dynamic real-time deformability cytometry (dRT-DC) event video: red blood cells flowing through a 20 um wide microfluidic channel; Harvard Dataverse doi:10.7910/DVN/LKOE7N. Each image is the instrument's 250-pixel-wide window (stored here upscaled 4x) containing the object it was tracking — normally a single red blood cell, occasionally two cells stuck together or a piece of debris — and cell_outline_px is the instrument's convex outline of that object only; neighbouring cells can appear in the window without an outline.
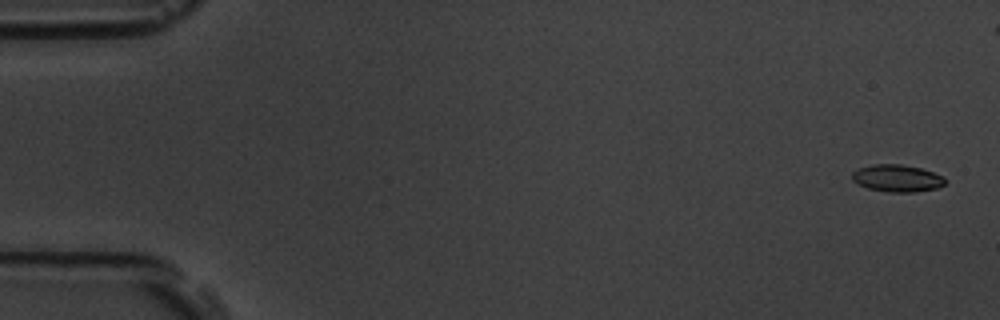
{"species": "common noctule bat (a hibernating species)", "species_latin": "Nyctalus noctula", "temperature_condition": "room temperature", "stored_images_in_passage": 55, "camera_frame_rate_fps": 3000, "um_per_image_px": 0.085, "animal": {"sex": "male", "body_mass_g": 19.5, "forearm_length_mm": 54.6}, "frame": {"image": 1, "passage_image": 2, "time_ms": 0.333, "image_size_px": [1000, 320], "cell_outline_px": [[944, 184], [936, 188], [916, 192], [888, 192], [868, 188], [852, 180], [852, 172], [860, 168], [872, 164], [900, 164], [920, 168], [944, 176]], "centroid_in_image_um": [76.25, 15.15], "position_along_channel_um": 8.8, "area_um2": 14.57}}
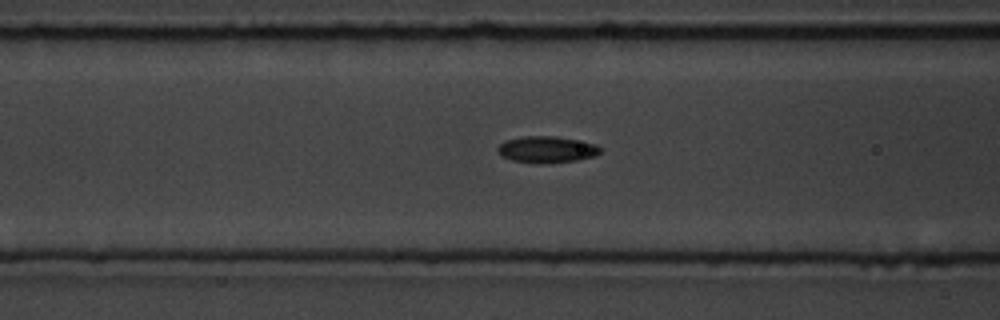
{"frame": {"image": 2, "passage_image": 22, "time_ms": 7.0, "image_size_px": [1000, 320], "cell_outline_px": [[600, 152], [596, 156], [576, 160], [540, 164], [512, 160], [500, 156], [496, 148], [500, 144], [508, 140], [524, 136], [552, 136], [576, 140], [596, 144], [600, 148]], "centroid_in_image_um": [46.45, 12.72], "position_along_channel_um": 120.1, "area_um2": 15.72}}
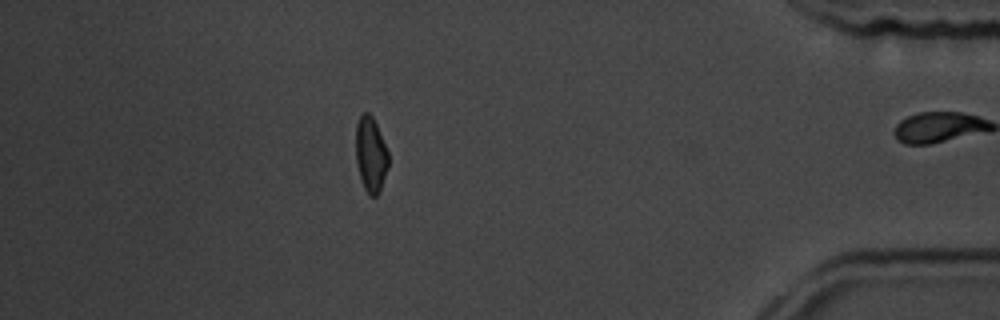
{"frame": {"image": 3, "passage_image": 48, "time_ms": 15.667, "image_size_px": [1000, 320], "cell_outline_px": [[388, 168], [380, 192], [376, 196], [368, 196], [360, 180], [356, 160], [356, 124], [360, 116], [364, 112], [368, 112], [372, 116], [376, 124], [388, 152]], "centroid_in_image_um": [31.51, 13.17], "position_along_channel_um": 403.7, "area_um2": 14.39}, "authors_computed_cell_mechanics": {"area_um2": 15.028, "velocity_mm_per_s": 3.7979, "shape_relaxation_time_tau1_ms": 2.8439, "shape_relaxation_time_tau2_ms": 3.3315, "deformation_change_tau1": 0.1569, "deformation_change_tau2": 0.0671}}